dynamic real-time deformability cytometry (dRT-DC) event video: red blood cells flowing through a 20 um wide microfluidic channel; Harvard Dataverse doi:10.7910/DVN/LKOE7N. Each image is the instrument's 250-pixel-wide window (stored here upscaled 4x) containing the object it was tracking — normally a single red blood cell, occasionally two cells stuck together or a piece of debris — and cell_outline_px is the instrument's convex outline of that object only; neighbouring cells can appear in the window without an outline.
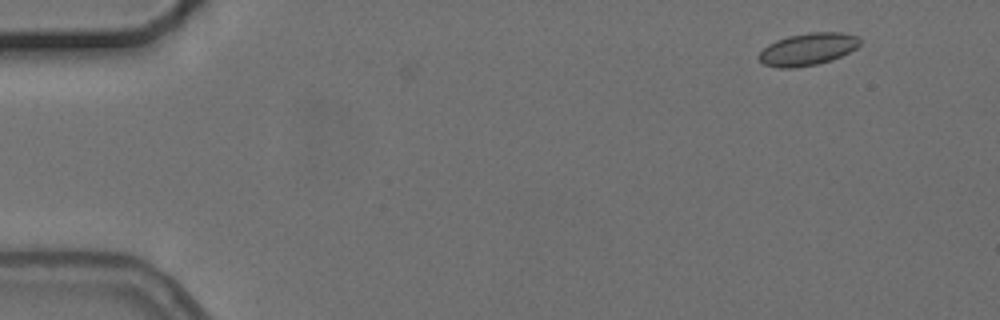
{"species": "common noctule bat (a hibernating species)", "species_latin": "Nyctalus noctula", "temperature_condition": "cold", "stored_images_in_passage": 2, "camera_frame_rate_fps": 3000, "um_per_image_px": 0.085, "animal": {"sex": "female", "body_mass_g": 24.6, "forearm_length_mm": 56.2}, "frame": {"image": 1, "passage_image": 2, "time_ms": 1.333, "image_size_px": [1000, 320], "cell_outline_px": [[860, 44], [856, 48], [832, 60], [816, 64], [792, 68], [776, 68], [764, 64], [756, 56], [768, 44], [776, 40], [788, 36], [808, 32], [844, 32], [856, 36], [860, 40]], "centroid_in_image_um": [68.63, 4.18], "position_along_channel_um": 16.4, "area_um2": 19.02}}